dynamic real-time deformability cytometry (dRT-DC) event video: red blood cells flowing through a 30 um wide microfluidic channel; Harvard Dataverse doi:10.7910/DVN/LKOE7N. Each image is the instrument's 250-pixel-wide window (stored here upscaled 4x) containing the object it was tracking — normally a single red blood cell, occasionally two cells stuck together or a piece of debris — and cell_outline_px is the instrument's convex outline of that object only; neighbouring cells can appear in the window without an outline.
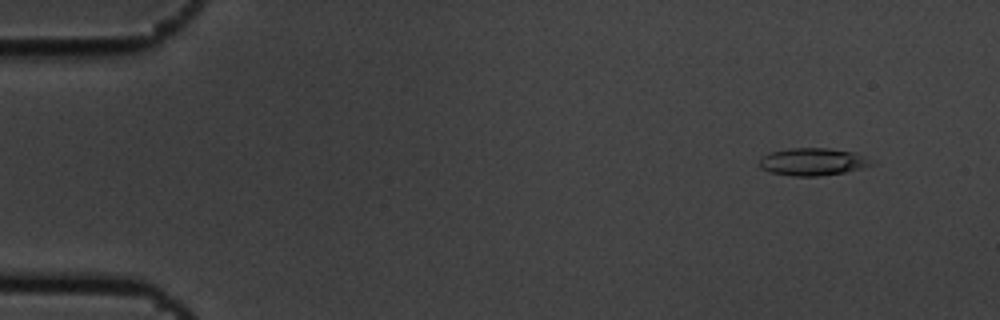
{"species": "common noctule bat (a hibernating species)", "species_latin": "Nyctalus noctula", "temperature_condition": "cold", "stored_images_in_passage": 7, "camera_frame_rate_fps": 3000, "um_per_image_px": 0.085, "animal": {"sex": "male", "body_mass_g": 19.5, "forearm_length_mm": 54.6}, "frame": {"image": 1, "passage_image": 2, "time_ms": 0.333, "image_size_px": [1000, 320], "cell_outline_px": [[876, 164], [864, 168], [844, 172], [820, 176], [792, 176], [768, 172], [760, 168], [756, 164], [760, 156], [768, 152], [788, 148], [828, 148], [852, 152], [864, 156]], "centroid_in_image_um": [69.0, 13.75], "position_along_channel_um": 16.0, "area_um2": 18.32}}
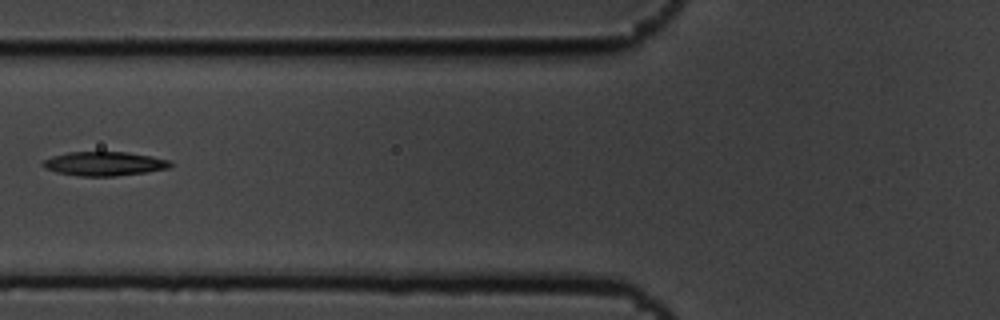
{"frame": {"image": 2, "passage_image": 6, "time_ms": 1.667, "image_size_px": [1000, 320], "cell_outline_px": [[172, 164], [168, 168], [144, 172], [116, 176], [80, 176], [56, 172], [44, 168], [40, 164], [44, 160], [52, 156], [68, 152], [128, 152], [152, 156], [172, 160]], "centroid_in_image_um": [8.85, 13.91], "position_along_channel_um": 116.9, "area_um2": 17.92}}
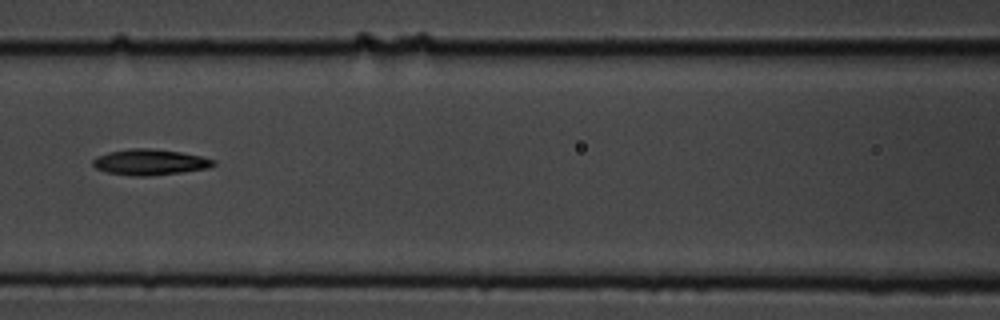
{"frame": {"image": 3, "passage_image": 7, "time_ms": 2.0, "image_size_px": [1000, 320], "cell_outline_px": [[216, 164], [208, 168], [180, 172], [148, 176], [132, 176], [108, 172], [96, 168], [92, 164], [92, 160], [96, 156], [108, 152], [132, 148], [152, 148], [180, 152], [200, 156], [216, 160]], "centroid_in_image_um": [12.73, 13.77], "position_along_channel_um": 153.9, "area_um2": 18.09}}